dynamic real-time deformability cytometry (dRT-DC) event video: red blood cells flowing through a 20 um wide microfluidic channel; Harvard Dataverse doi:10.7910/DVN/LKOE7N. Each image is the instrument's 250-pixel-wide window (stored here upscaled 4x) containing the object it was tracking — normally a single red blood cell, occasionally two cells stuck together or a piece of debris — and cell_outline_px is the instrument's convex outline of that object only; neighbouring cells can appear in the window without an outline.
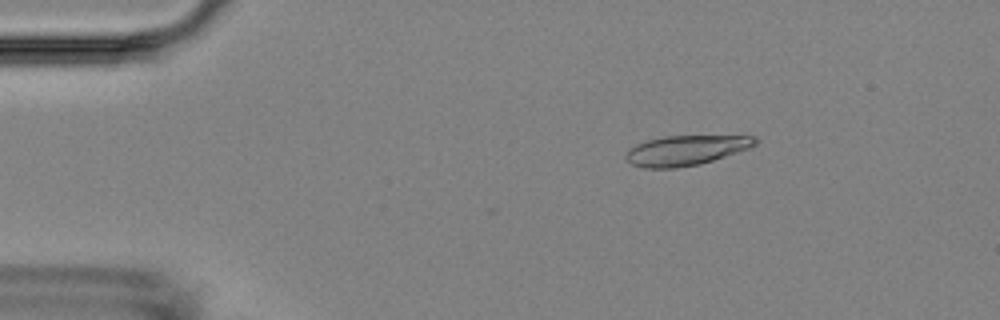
{"species": "Egyptian fruit bat (a non-hibernating species)", "species_latin": "Rousettus aegyptiacus", "temperature_condition": "room temperature", "stored_images_in_passage": 4, "camera_frame_rate_fps": 3000, "um_per_image_px": 0.085, "animal": {"sex": "female"}, "frame": {"image": 1, "passage_image": 2, "time_ms": 1.333, "image_size_px": [1000, 320], "cell_outline_px": [[756, 144], [748, 148], [700, 164], [676, 168], [644, 168], [632, 164], [624, 156], [628, 148], [636, 144], [648, 140], [664, 136], [756, 136]], "centroid_in_image_um": [58.24, 12.78], "position_along_channel_um": 26.8, "area_um2": 22.31}}